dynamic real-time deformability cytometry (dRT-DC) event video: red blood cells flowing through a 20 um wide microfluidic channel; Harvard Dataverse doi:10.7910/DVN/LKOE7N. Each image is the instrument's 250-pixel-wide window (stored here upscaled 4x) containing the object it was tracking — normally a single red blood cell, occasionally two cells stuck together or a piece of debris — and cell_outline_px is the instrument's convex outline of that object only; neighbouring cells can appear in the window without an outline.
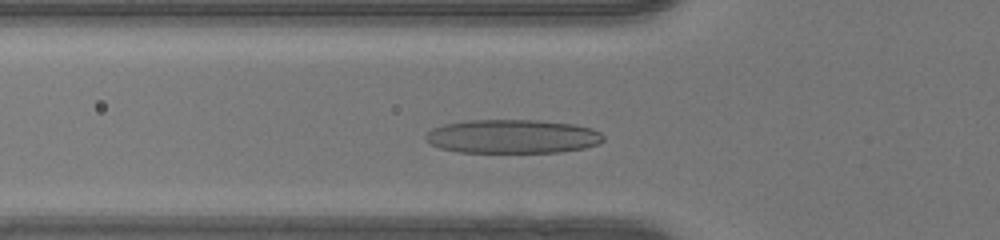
{"species": "human", "species_latin": "Homo sapiens", "temperature_condition": "warm", "stored_images_in_passage": 43, "camera_frame_rate_fps": 3000, "um_per_image_px": 0.085, "donor": {"sex": "female"}, "frame": {"image": 1, "passage_image": 11, "time_ms": 3.333, "image_size_px": [1000, 240], "cell_outline_px": [[604, 140], [600, 144], [584, 148], [560, 152], [460, 152], [440, 148], [424, 140], [424, 136], [432, 128], [444, 124], [468, 120], [536, 120], [572, 124], [592, 128], [600, 132], [604, 136]], "centroid_in_image_um": [43.57, 11.6], "position_along_channel_um": 82.2, "area_um2": 35.14}}
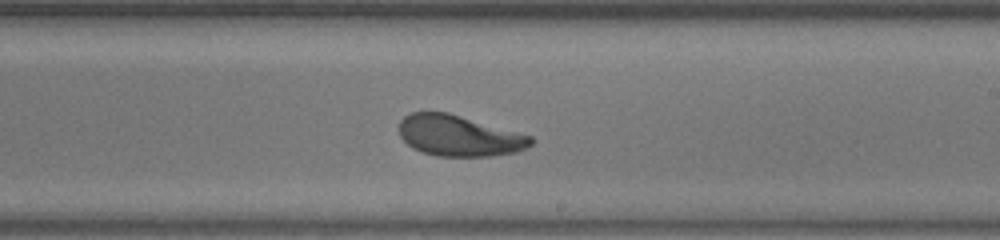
{"frame": {"image": 2, "passage_image": 23, "time_ms": 7.333, "image_size_px": [1000, 240], "cell_outline_px": [[536, 140], [532, 144], [516, 152], [492, 156], [436, 156], [420, 152], [412, 148], [400, 136], [400, 120], [404, 116], [412, 112], [448, 112], [532, 136]], "centroid_in_image_um": [39.02, 11.54], "position_along_channel_um": 250.0, "area_um2": 31.44}}
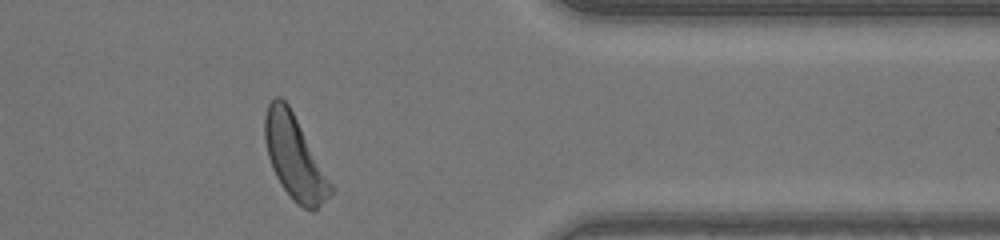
{"frame": {"image": 3, "passage_image": 34, "time_ms": 11.0, "image_size_px": [1000, 240], "cell_outline_px": [[332, 196], [312, 212], [304, 208], [280, 184], [272, 168], [268, 156], [264, 140], [264, 116], [268, 104], [276, 96], [280, 96], [288, 104], [332, 184]], "centroid_in_image_um": [25.02, 13.36], "position_along_channel_um": 386.4, "area_um2": 31.44}, "authors_computed_cell_mechanics": {"area_um2": 32.4258, "velocity_mm_per_s": 4.1997, "shape_relaxation_time_tau1_ms": 2.6427, "shape_relaxation_time_tau2_ms": 1.5911, "deformation_change_tau1": 0.1685, "deformation_change_tau2": 0.0847}}